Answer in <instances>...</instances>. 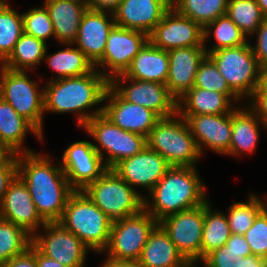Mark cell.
Returning a JSON list of instances; mask_svg holds the SVG:
<instances>
[{
    "label": "cell",
    "mask_w": 267,
    "mask_h": 267,
    "mask_svg": "<svg viewBox=\"0 0 267 267\" xmlns=\"http://www.w3.org/2000/svg\"><path fill=\"white\" fill-rule=\"evenodd\" d=\"M149 41L159 49L205 46L204 29L192 19L171 7L149 35Z\"/></svg>",
    "instance_id": "15"
},
{
    "label": "cell",
    "mask_w": 267,
    "mask_h": 267,
    "mask_svg": "<svg viewBox=\"0 0 267 267\" xmlns=\"http://www.w3.org/2000/svg\"><path fill=\"white\" fill-rule=\"evenodd\" d=\"M1 267H37L36 256L28 249L25 253L5 262Z\"/></svg>",
    "instance_id": "47"
},
{
    "label": "cell",
    "mask_w": 267,
    "mask_h": 267,
    "mask_svg": "<svg viewBox=\"0 0 267 267\" xmlns=\"http://www.w3.org/2000/svg\"><path fill=\"white\" fill-rule=\"evenodd\" d=\"M198 260L202 261L205 267H210L204 259H193V258L185 259L178 267H195L194 263L198 262Z\"/></svg>",
    "instance_id": "53"
},
{
    "label": "cell",
    "mask_w": 267,
    "mask_h": 267,
    "mask_svg": "<svg viewBox=\"0 0 267 267\" xmlns=\"http://www.w3.org/2000/svg\"><path fill=\"white\" fill-rule=\"evenodd\" d=\"M226 14L246 36L254 34L266 19L256 0H229Z\"/></svg>",
    "instance_id": "37"
},
{
    "label": "cell",
    "mask_w": 267,
    "mask_h": 267,
    "mask_svg": "<svg viewBox=\"0 0 267 267\" xmlns=\"http://www.w3.org/2000/svg\"><path fill=\"white\" fill-rule=\"evenodd\" d=\"M256 195H250L247 203L236 202L228 211L227 220L232 234L244 235L253 225L254 219L266 207Z\"/></svg>",
    "instance_id": "38"
},
{
    "label": "cell",
    "mask_w": 267,
    "mask_h": 267,
    "mask_svg": "<svg viewBox=\"0 0 267 267\" xmlns=\"http://www.w3.org/2000/svg\"><path fill=\"white\" fill-rule=\"evenodd\" d=\"M228 250L237 258H245L252 254L244 235L231 234L226 242Z\"/></svg>",
    "instance_id": "46"
},
{
    "label": "cell",
    "mask_w": 267,
    "mask_h": 267,
    "mask_svg": "<svg viewBox=\"0 0 267 267\" xmlns=\"http://www.w3.org/2000/svg\"><path fill=\"white\" fill-rule=\"evenodd\" d=\"M260 88H267V66L261 69V83L259 84Z\"/></svg>",
    "instance_id": "54"
},
{
    "label": "cell",
    "mask_w": 267,
    "mask_h": 267,
    "mask_svg": "<svg viewBox=\"0 0 267 267\" xmlns=\"http://www.w3.org/2000/svg\"><path fill=\"white\" fill-rule=\"evenodd\" d=\"M106 14V11L87 8L74 42L93 65L103 56L109 32L115 26L114 14L112 13L111 20Z\"/></svg>",
    "instance_id": "23"
},
{
    "label": "cell",
    "mask_w": 267,
    "mask_h": 267,
    "mask_svg": "<svg viewBox=\"0 0 267 267\" xmlns=\"http://www.w3.org/2000/svg\"><path fill=\"white\" fill-rule=\"evenodd\" d=\"M170 167L158 152L146 146L136 155L121 160L112 169L131 187L138 185L151 191Z\"/></svg>",
    "instance_id": "18"
},
{
    "label": "cell",
    "mask_w": 267,
    "mask_h": 267,
    "mask_svg": "<svg viewBox=\"0 0 267 267\" xmlns=\"http://www.w3.org/2000/svg\"><path fill=\"white\" fill-rule=\"evenodd\" d=\"M58 223L97 253L108 245L112 220L82 190L70 195Z\"/></svg>",
    "instance_id": "4"
},
{
    "label": "cell",
    "mask_w": 267,
    "mask_h": 267,
    "mask_svg": "<svg viewBox=\"0 0 267 267\" xmlns=\"http://www.w3.org/2000/svg\"><path fill=\"white\" fill-rule=\"evenodd\" d=\"M31 244L32 235L24 228L0 218V267L25 253Z\"/></svg>",
    "instance_id": "34"
},
{
    "label": "cell",
    "mask_w": 267,
    "mask_h": 267,
    "mask_svg": "<svg viewBox=\"0 0 267 267\" xmlns=\"http://www.w3.org/2000/svg\"><path fill=\"white\" fill-rule=\"evenodd\" d=\"M21 155L17 154L18 177L27 186L42 219L46 223L58 222L68 198L75 190L62 167L53 166L48 156L34 152Z\"/></svg>",
    "instance_id": "1"
},
{
    "label": "cell",
    "mask_w": 267,
    "mask_h": 267,
    "mask_svg": "<svg viewBox=\"0 0 267 267\" xmlns=\"http://www.w3.org/2000/svg\"><path fill=\"white\" fill-rule=\"evenodd\" d=\"M109 85L110 81L96 68L79 77L55 78L43 88L44 111L77 112L78 127H84L92 117L102 114L103 107L93 113L84 110L103 102Z\"/></svg>",
    "instance_id": "2"
},
{
    "label": "cell",
    "mask_w": 267,
    "mask_h": 267,
    "mask_svg": "<svg viewBox=\"0 0 267 267\" xmlns=\"http://www.w3.org/2000/svg\"><path fill=\"white\" fill-rule=\"evenodd\" d=\"M176 116L161 118L156 123L147 137V146L170 166L194 167L201 152L186 120L182 116L176 120Z\"/></svg>",
    "instance_id": "5"
},
{
    "label": "cell",
    "mask_w": 267,
    "mask_h": 267,
    "mask_svg": "<svg viewBox=\"0 0 267 267\" xmlns=\"http://www.w3.org/2000/svg\"><path fill=\"white\" fill-rule=\"evenodd\" d=\"M253 98L249 107L260 119L261 124L267 129V88L257 86L251 95Z\"/></svg>",
    "instance_id": "45"
},
{
    "label": "cell",
    "mask_w": 267,
    "mask_h": 267,
    "mask_svg": "<svg viewBox=\"0 0 267 267\" xmlns=\"http://www.w3.org/2000/svg\"><path fill=\"white\" fill-rule=\"evenodd\" d=\"M255 33L257 34V44L251 47L262 69L267 66V18L260 24Z\"/></svg>",
    "instance_id": "44"
},
{
    "label": "cell",
    "mask_w": 267,
    "mask_h": 267,
    "mask_svg": "<svg viewBox=\"0 0 267 267\" xmlns=\"http://www.w3.org/2000/svg\"><path fill=\"white\" fill-rule=\"evenodd\" d=\"M231 234L232 233L225 214L221 212H214L207 200L204 203L201 259H204L212 251L224 246Z\"/></svg>",
    "instance_id": "30"
},
{
    "label": "cell",
    "mask_w": 267,
    "mask_h": 267,
    "mask_svg": "<svg viewBox=\"0 0 267 267\" xmlns=\"http://www.w3.org/2000/svg\"><path fill=\"white\" fill-rule=\"evenodd\" d=\"M123 0H89L88 1V9L95 11H107L110 10V13H114L120 3Z\"/></svg>",
    "instance_id": "48"
},
{
    "label": "cell",
    "mask_w": 267,
    "mask_h": 267,
    "mask_svg": "<svg viewBox=\"0 0 267 267\" xmlns=\"http://www.w3.org/2000/svg\"><path fill=\"white\" fill-rule=\"evenodd\" d=\"M23 15L0 0V63L13 52L15 44L23 34Z\"/></svg>",
    "instance_id": "35"
},
{
    "label": "cell",
    "mask_w": 267,
    "mask_h": 267,
    "mask_svg": "<svg viewBox=\"0 0 267 267\" xmlns=\"http://www.w3.org/2000/svg\"><path fill=\"white\" fill-rule=\"evenodd\" d=\"M0 218L24 228L32 236L39 226L46 224L38 213L27 186L18 176L3 197Z\"/></svg>",
    "instance_id": "19"
},
{
    "label": "cell",
    "mask_w": 267,
    "mask_h": 267,
    "mask_svg": "<svg viewBox=\"0 0 267 267\" xmlns=\"http://www.w3.org/2000/svg\"><path fill=\"white\" fill-rule=\"evenodd\" d=\"M206 55L205 46L168 50L169 72L165 85L176 99L194 86L199 64Z\"/></svg>",
    "instance_id": "22"
},
{
    "label": "cell",
    "mask_w": 267,
    "mask_h": 267,
    "mask_svg": "<svg viewBox=\"0 0 267 267\" xmlns=\"http://www.w3.org/2000/svg\"><path fill=\"white\" fill-rule=\"evenodd\" d=\"M29 249L36 256L37 267H67L41 253L33 244Z\"/></svg>",
    "instance_id": "50"
},
{
    "label": "cell",
    "mask_w": 267,
    "mask_h": 267,
    "mask_svg": "<svg viewBox=\"0 0 267 267\" xmlns=\"http://www.w3.org/2000/svg\"><path fill=\"white\" fill-rule=\"evenodd\" d=\"M102 267H136V264L132 262L114 261L107 258Z\"/></svg>",
    "instance_id": "51"
},
{
    "label": "cell",
    "mask_w": 267,
    "mask_h": 267,
    "mask_svg": "<svg viewBox=\"0 0 267 267\" xmlns=\"http://www.w3.org/2000/svg\"><path fill=\"white\" fill-rule=\"evenodd\" d=\"M84 128L99 144L93 147L102 160L104 153L99 147L108 154L104 162L107 169H112L121 160L136 155L147 146L146 137L117 127L103 114L92 117Z\"/></svg>",
    "instance_id": "10"
},
{
    "label": "cell",
    "mask_w": 267,
    "mask_h": 267,
    "mask_svg": "<svg viewBox=\"0 0 267 267\" xmlns=\"http://www.w3.org/2000/svg\"><path fill=\"white\" fill-rule=\"evenodd\" d=\"M45 58L48 66L58 74L57 79L83 76L95 68L85 54L75 47H69Z\"/></svg>",
    "instance_id": "32"
},
{
    "label": "cell",
    "mask_w": 267,
    "mask_h": 267,
    "mask_svg": "<svg viewBox=\"0 0 267 267\" xmlns=\"http://www.w3.org/2000/svg\"><path fill=\"white\" fill-rule=\"evenodd\" d=\"M18 176L17 155L13 154L6 162L0 164V205L9 185Z\"/></svg>",
    "instance_id": "42"
},
{
    "label": "cell",
    "mask_w": 267,
    "mask_h": 267,
    "mask_svg": "<svg viewBox=\"0 0 267 267\" xmlns=\"http://www.w3.org/2000/svg\"><path fill=\"white\" fill-rule=\"evenodd\" d=\"M158 224L168 234L185 259H201L204 204L170 214L158 221Z\"/></svg>",
    "instance_id": "12"
},
{
    "label": "cell",
    "mask_w": 267,
    "mask_h": 267,
    "mask_svg": "<svg viewBox=\"0 0 267 267\" xmlns=\"http://www.w3.org/2000/svg\"><path fill=\"white\" fill-rule=\"evenodd\" d=\"M171 8V0H123L113 13L115 25L148 36Z\"/></svg>",
    "instance_id": "21"
},
{
    "label": "cell",
    "mask_w": 267,
    "mask_h": 267,
    "mask_svg": "<svg viewBox=\"0 0 267 267\" xmlns=\"http://www.w3.org/2000/svg\"><path fill=\"white\" fill-rule=\"evenodd\" d=\"M22 15L23 32L25 34L43 40L44 42L51 36L55 38L54 27L45 6L42 8H33Z\"/></svg>",
    "instance_id": "40"
},
{
    "label": "cell",
    "mask_w": 267,
    "mask_h": 267,
    "mask_svg": "<svg viewBox=\"0 0 267 267\" xmlns=\"http://www.w3.org/2000/svg\"><path fill=\"white\" fill-rule=\"evenodd\" d=\"M168 72V51L159 49L148 41L134 57L124 75L134 80L166 84Z\"/></svg>",
    "instance_id": "25"
},
{
    "label": "cell",
    "mask_w": 267,
    "mask_h": 267,
    "mask_svg": "<svg viewBox=\"0 0 267 267\" xmlns=\"http://www.w3.org/2000/svg\"><path fill=\"white\" fill-rule=\"evenodd\" d=\"M253 255L267 259V206L244 234Z\"/></svg>",
    "instance_id": "41"
},
{
    "label": "cell",
    "mask_w": 267,
    "mask_h": 267,
    "mask_svg": "<svg viewBox=\"0 0 267 267\" xmlns=\"http://www.w3.org/2000/svg\"><path fill=\"white\" fill-rule=\"evenodd\" d=\"M235 261V267H267V259L253 254L246 256L245 258L237 257Z\"/></svg>",
    "instance_id": "49"
},
{
    "label": "cell",
    "mask_w": 267,
    "mask_h": 267,
    "mask_svg": "<svg viewBox=\"0 0 267 267\" xmlns=\"http://www.w3.org/2000/svg\"><path fill=\"white\" fill-rule=\"evenodd\" d=\"M136 190L113 169H107L82 191L114 221L136 215L144 209V197Z\"/></svg>",
    "instance_id": "6"
},
{
    "label": "cell",
    "mask_w": 267,
    "mask_h": 267,
    "mask_svg": "<svg viewBox=\"0 0 267 267\" xmlns=\"http://www.w3.org/2000/svg\"><path fill=\"white\" fill-rule=\"evenodd\" d=\"M158 221L144 209L133 216L114 220L110 238L104 251L114 261L137 263L150 233Z\"/></svg>",
    "instance_id": "9"
},
{
    "label": "cell",
    "mask_w": 267,
    "mask_h": 267,
    "mask_svg": "<svg viewBox=\"0 0 267 267\" xmlns=\"http://www.w3.org/2000/svg\"><path fill=\"white\" fill-rule=\"evenodd\" d=\"M104 100L110 102L102 106V114L125 131L147 138L153 127L161 119L151 109L127 102L110 85L106 90Z\"/></svg>",
    "instance_id": "17"
},
{
    "label": "cell",
    "mask_w": 267,
    "mask_h": 267,
    "mask_svg": "<svg viewBox=\"0 0 267 267\" xmlns=\"http://www.w3.org/2000/svg\"><path fill=\"white\" fill-rule=\"evenodd\" d=\"M230 89L240 98L251 95L261 83V68L248 43L206 52Z\"/></svg>",
    "instance_id": "7"
},
{
    "label": "cell",
    "mask_w": 267,
    "mask_h": 267,
    "mask_svg": "<svg viewBox=\"0 0 267 267\" xmlns=\"http://www.w3.org/2000/svg\"><path fill=\"white\" fill-rule=\"evenodd\" d=\"M202 184L195 167L171 166L150 191L152 202L144 197V210L160 221L170 214L196 208L207 201Z\"/></svg>",
    "instance_id": "3"
},
{
    "label": "cell",
    "mask_w": 267,
    "mask_h": 267,
    "mask_svg": "<svg viewBox=\"0 0 267 267\" xmlns=\"http://www.w3.org/2000/svg\"><path fill=\"white\" fill-rule=\"evenodd\" d=\"M204 43L208 36H210V30L214 29V38L216 44L212 48L206 49V52H213L222 48L237 47L248 43L246 35L240 28L231 20V18L225 14L219 16L214 21L208 23L204 28Z\"/></svg>",
    "instance_id": "36"
},
{
    "label": "cell",
    "mask_w": 267,
    "mask_h": 267,
    "mask_svg": "<svg viewBox=\"0 0 267 267\" xmlns=\"http://www.w3.org/2000/svg\"><path fill=\"white\" fill-rule=\"evenodd\" d=\"M47 51L46 42L23 33L15 44L13 52L1 64L11 70H25L36 67L44 59Z\"/></svg>",
    "instance_id": "31"
},
{
    "label": "cell",
    "mask_w": 267,
    "mask_h": 267,
    "mask_svg": "<svg viewBox=\"0 0 267 267\" xmlns=\"http://www.w3.org/2000/svg\"><path fill=\"white\" fill-rule=\"evenodd\" d=\"M259 5L261 12L267 18V0H256Z\"/></svg>",
    "instance_id": "55"
},
{
    "label": "cell",
    "mask_w": 267,
    "mask_h": 267,
    "mask_svg": "<svg viewBox=\"0 0 267 267\" xmlns=\"http://www.w3.org/2000/svg\"><path fill=\"white\" fill-rule=\"evenodd\" d=\"M229 0H171L179 14L199 23L203 28L219 16L225 15Z\"/></svg>",
    "instance_id": "33"
},
{
    "label": "cell",
    "mask_w": 267,
    "mask_h": 267,
    "mask_svg": "<svg viewBox=\"0 0 267 267\" xmlns=\"http://www.w3.org/2000/svg\"><path fill=\"white\" fill-rule=\"evenodd\" d=\"M69 1H74L77 3L83 4V5L87 6V8H88V1L89 0H69Z\"/></svg>",
    "instance_id": "56"
},
{
    "label": "cell",
    "mask_w": 267,
    "mask_h": 267,
    "mask_svg": "<svg viewBox=\"0 0 267 267\" xmlns=\"http://www.w3.org/2000/svg\"><path fill=\"white\" fill-rule=\"evenodd\" d=\"M231 102L226 94L192 87L177 99V116L229 114Z\"/></svg>",
    "instance_id": "24"
},
{
    "label": "cell",
    "mask_w": 267,
    "mask_h": 267,
    "mask_svg": "<svg viewBox=\"0 0 267 267\" xmlns=\"http://www.w3.org/2000/svg\"><path fill=\"white\" fill-rule=\"evenodd\" d=\"M45 235L32 236V244L47 257L67 267H84L89 248L58 222L43 226Z\"/></svg>",
    "instance_id": "13"
},
{
    "label": "cell",
    "mask_w": 267,
    "mask_h": 267,
    "mask_svg": "<svg viewBox=\"0 0 267 267\" xmlns=\"http://www.w3.org/2000/svg\"><path fill=\"white\" fill-rule=\"evenodd\" d=\"M182 117L189 125L201 154L203 153L202 146H207L216 153L230 155L232 111L224 115H193Z\"/></svg>",
    "instance_id": "20"
},
{
    "label": "cell",
    "mask_w": 267,
    "mask_h": 267,
    "mask_svg": "<svg viewBox=\"0 0 267 267\" xmlns=\"http://www.w3.org/2000/svg\"><path fill=\"white\" fill-rule=\"evenodd\" d=\"M0 97L43 136L44 90L38 91L23 70L1 66Z\"/></svg>",
    "instance_id": "8"
},
{
    "label": "cell",
    "mask_w": 267,
    "mask_h": 267,
    "mask_svg": "<svg viewBox=\"0 0 267 267\" xmlns=\"http://www.w3.org/2000/svg\"><path fill=\"white\" fill-rule=\"evenodd\" d=\"M89 141L74 142L64 151L61 167L74 190H83L98 179L107 167Z\"/></svg>",
    "instance_id": "16"
},
{
    "label": "cell",
    "mask_w": 267,
    "mask_h": 267,
    "mask_svg": "<svg viewBox=\"0 0 267 267\" xmlns=\"http://www.w3.org/2000/svg\"><path fill=\"white\" fill-rule=\"evenodd\" d=\"M193 87L226 94L232 101L240 100L230 89L218 67L208 55L199 64Z\"/></svg>",
    "instance_id": "39"
},
{
    "label": "cell",
    "mask_w": 267,
    "mask_h": 267,
    "mask_svg": "<svg viewBox=\"0 0 267 267\" xmlns=\"http://www.w3.org/2000/svg\"><path fill=\"white\" fill-rule=\"evenodd\" d=\"M235 259L236 257L228 250L226 244L212 251L204 258L210 267H235Z\"/></svg>",
    "instance_id": "43"
},
{
    "label": "cell",
    "mask_w": 267,
    "mask_h": 267,
    "mask_svg": "<svg viewBox=\"0 0 267 267\" xmlns=\"http://www.w3.org/2000/svg\"><path fill=\"white\" fill-rule=\"evenodd\" d=\"M13 153L0 141V164L6 162Z\"/></svg>",
    "instance_id": "52"
},
{
    "label": "cell",
    "mask_w": 267,
    "mask_h": 267,
    "mask_svg": "<svg viewBox=\"0 0 267 267\" xmlns=\"http://www.w3.org/2000/svg\"><path fill=\"white\" fill-rule=\"evenodd\" d=\"M119 78L123 83L127 80L133 83L120 87ZM110 86L127 102L151 109L161 118L177 114V99L163 83L134 80L119 74L110 80Z\"/></svg>",
    "instance_id": "14"
},
{
    "label": "cell",
    "mask_w": 267,
    "mask_h": 267,
    "mask_svg": "<svg viewBox=\"0 0 267 267\" xmlns=\"http://www.w3.org/2000/svg\"><path fill=\"white\" fill-rule=\"evenodd\" d=\"M44 6L53 24L55 38L65 45H74L87 6L69 0H46Z\"/></svg>",
    "instance_id": "26"
},
{
    "label": "cell",
    "mask_w": 267,
    "mask_h": 267,
    "mask_svg": "<svg viewBox=\"0 0 267 267\" xmlns=\"http://www.w3.org/2000/svg\"><path fill=\"white\" fill-rule=\"evenodd\" d=\"M149 41V36L141 31L114 26L109 32L103 56L94 67L106 68L102 75L109 81L116 75L124 74L134 57ZM108 68H107V67Z\"/></svg>",
    "instance_id": "11"
},
{
    "label": "cell",
    "mask_w": 267,
    "mask_h": 267,
    "mask_svg": "<svg viewBox=\"0 0 267 267\" xmlns=\"http://www.w3.org/2000/svg\"><path fill=\"white\" fill-rule=\"evenodd\" d=\"M185 260L158 224L150 233L136 267H178Z\"/></svg>",
    "instance_id": "27"
},
{
    "label": "cell",
    "mask_w": 267,
    "mask_h": 267,
    "mask_svg": "<svg viewBox=\"0 0 267 267\" xmlns=\"http://www.w3.org/2000/svg\"><path fill=\"white\" fill-rule=\"evenodd\" d=\"M28 130L32 131L40 140L43 139V136L27 120L21 117L9 103L0 97V141L13 154L33 152L26 147L22 148V143Z\"/></svg>",
    "instance_id": "28"
},
{
    "label": "cell",
    "mask_w": 267,
    "mask_h": 267,
    "mask_svg": "<svg viewBox=\"0 0 267 267\" xmlns=\"http://www.w3.org/2000/svg\"><path fill=\"white\" fill-rule=\"evenodd\" d=\"M259 118L248 107L232 110V133L230 155H241L242 152L253 153L259 139Z\"/></svg>",
    "instance_id": "29"
}]
</instances>
